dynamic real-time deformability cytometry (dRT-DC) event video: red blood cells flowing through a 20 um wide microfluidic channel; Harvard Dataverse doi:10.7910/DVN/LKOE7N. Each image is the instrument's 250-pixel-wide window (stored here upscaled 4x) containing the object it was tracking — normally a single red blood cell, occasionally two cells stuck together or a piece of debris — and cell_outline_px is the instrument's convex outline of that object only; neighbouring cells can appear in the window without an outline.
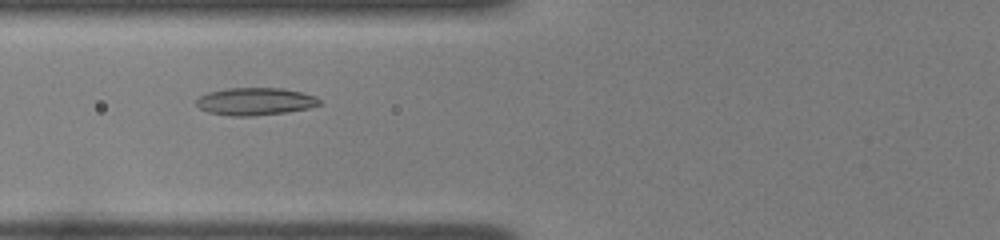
{"species": "common noctule bat (a hibernating species)", "species_latin": "Nyctalus noctula", "temperature_condition": "room temperature", "stored_images_in_passage": 42, "camera_frame_rate_fps": 3000, "um_per_image_px": 0.085, "animal": {"sex": "female", "body_mass_g": 22.0, "forearm_length_mm": 56.7}, "frame": {"image": 1, "passage_image": 12, "time_ms": 3.667, "image_size_px": [1000, 240], "cell_outline_px": [[324, 104], [308, 108], [288, 112], [252, 116], [232, 116], [208, 112], [200, 108], [196, 104], [196, 100], [200, 96], [208, 92], [224, 88], [284, 88], [316, 96]], "centroid_in_image_um": [21.71, 8.62], "position_along_channel_um": 104.1, "area_um2": 19.88}}
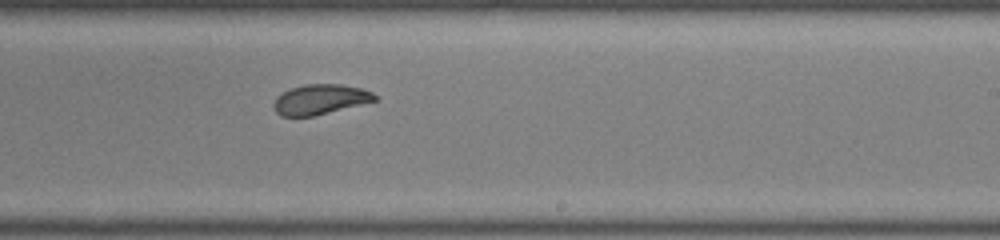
{"frame": {"image": 2, "passage_image": 24, "time_ms": 7.667, "image_size_px": [1000, 240], "cell_outline_px": [[376, 100], [312, 116], [280, 116], [276, 112], [272, 104], [276, 96], [292, 88], [304, 84], [340, 84], [360, 88], [372, 92], [376, 96]], "centroid_in_image_um": [27.16, 8.44], "position_along_channel_um": 261.8, "area_um2": 17.4}}
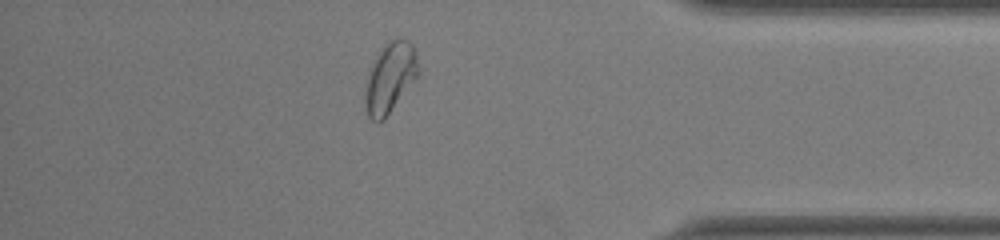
{"frame": {"image": 3, "passage_image": 36, "time_ms": 11.667, "image_size_px": [1000, 240], "cell_outline_px": [[420, 72], [384, 120], [372, 120], [368, 116], [364, 108], [364, 92], [368, 72], [376, 56], [388, 40], [400, 36], [408, 40], [412, 44], [416, 52], [420, 68]], "centroid_in_image_um": [33.15, 6.57], "position_along_channel_um": 402.0, "area_um2": 21.96}, "authors_computed_cell_mechanics": {"area_um2": 19.4208, "velocity_mm_per_s": 3.9539, "shape_relaxation_time_tau1_ms": 5.3845, "shape_relaxation_time_tau2_ms": 1.356, "deformation_change_tau1": 0.1475, "deformation_change_tau2": 0.0597}}